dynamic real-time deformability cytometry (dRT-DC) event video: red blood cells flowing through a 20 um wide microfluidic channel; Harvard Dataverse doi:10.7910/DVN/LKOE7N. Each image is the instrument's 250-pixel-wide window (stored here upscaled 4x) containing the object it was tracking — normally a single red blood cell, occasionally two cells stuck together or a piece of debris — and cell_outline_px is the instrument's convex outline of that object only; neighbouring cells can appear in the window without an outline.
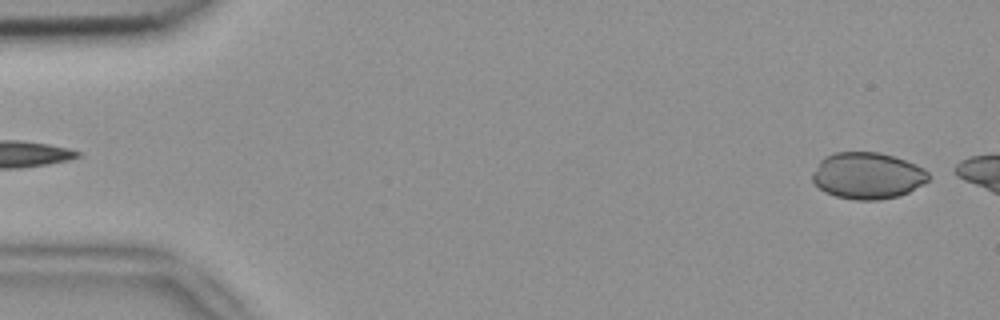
{"species": "common noctule bat (a hibernating species)", "species_latin": "Nyctalus noctula", "temperature_condition": "room temperature", "stored_images_in_passage": 4, "segment_of_instrument_passage": [2, 2], "camera_frame_rate_fps": 3000, "um_per_image_px": 0.085, "animal": {"sex": "female", "body_mass_g": 18.4}, "frame": {"image": 1, "passage_image": 4, "time_ms": 1.0, "image_size_px": [1000, 320], "cell_outline_px": [[928, 180], [924, 184], [900, 196], [880, 200], [856, 200], [836, 196], [824, 192], [812, 180], [812, 172], [820, 160], [824, 156], [836, 152], [880, 152], [916, 164], [924, 168], [928, 172]], "centroid_in_image_um": [73.73, 14.93], "position_along_channel_um": 11.3, "area_um2": 31.62}}